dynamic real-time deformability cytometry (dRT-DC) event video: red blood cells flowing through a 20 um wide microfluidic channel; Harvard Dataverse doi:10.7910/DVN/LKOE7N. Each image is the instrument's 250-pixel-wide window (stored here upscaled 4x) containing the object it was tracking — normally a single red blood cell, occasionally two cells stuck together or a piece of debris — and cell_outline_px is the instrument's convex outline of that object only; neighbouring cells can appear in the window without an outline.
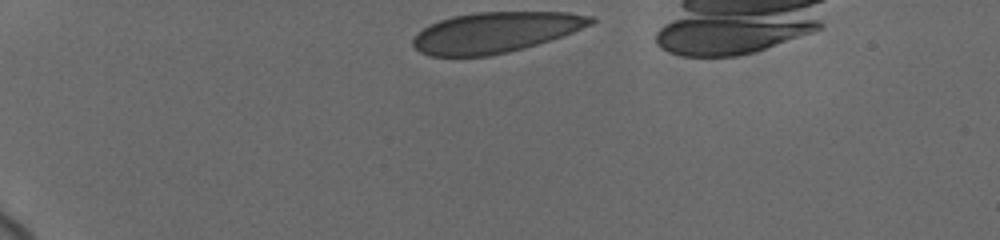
{"species": "human", "species_latin": "Homo sapiens", "temperature_condition": "cold", "stored_images_in_passage": 14, "camera_frame_rate_fps": 3000, "um_per_image_px": 0.085, "donor": {"sex": "female"}, "frame": {"image": 1, "passage_image": 1, "time_ms": 0.0, "image_size_px": [1000, 240], "cell_outline_px": [[596, 20], [592, 24], [572, 32], [524, 48], [508, 52], [488, 56], [428, 56], [420, 52], [412, 44], [412, 40], [424, 28], [440, 20], [452, 16], [476, 12], [568, 12], [596, 16]], "centroid_in_image_um": [42.12, 2.74], "position_along_channel_um": 42.9, "area_um2": 41.79}}
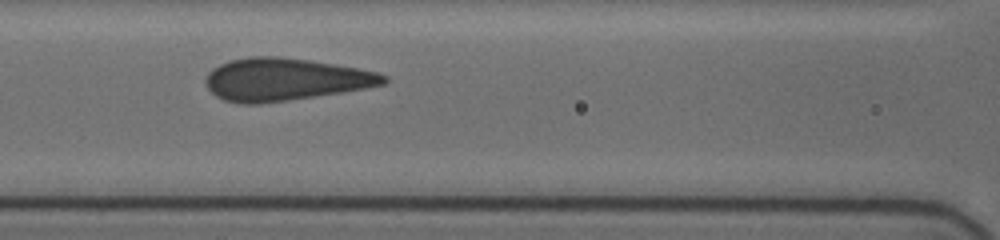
{"frame": {"image": 2, "passage_image": 11, "time_ms": 4.333, "image_size_px": [1000, 240], "cell_outline_px": [[388, 80], [384, 84], [364, 88], [340, 92], [260, 104], [240, 104], [224, 100], [216, 96], [208, 88], [204, 80], [208, 72], [212, 68], [228, 60], [248, 56], [276, 56], [308, 60], [356, 68], [376, 72], [388, 76]], "centroid_in_image_um": [24.15, 6.75], "position_along_channel_um": 142.4, "area_um2": 43.81}}
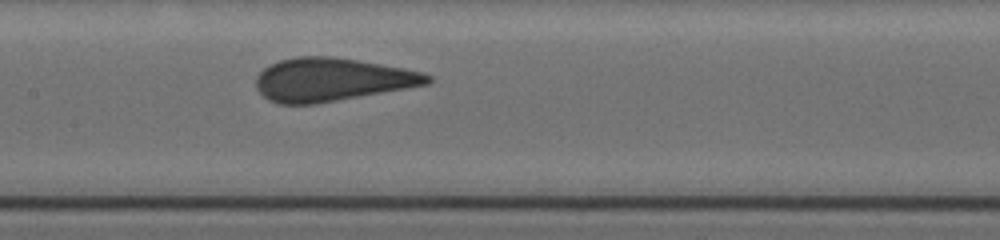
{"frame": {"image": 3, "passage_image": 14, "time_ms": 5.333, "image_size_px": [1000, 240], "cell_outline_px": [[432, 80], [428, 84], [316, 104], [280, 104], [268, 100], [256, 88], [256, 76], [264, 68], [280, 60], [296, 56], [332, 56], [404, 68], [424, 72], [432, 76]], "centroid_in_image_um": [28.19, 6.76], "position_along_channel_um": 179.2, "area_um2": 43.0}}